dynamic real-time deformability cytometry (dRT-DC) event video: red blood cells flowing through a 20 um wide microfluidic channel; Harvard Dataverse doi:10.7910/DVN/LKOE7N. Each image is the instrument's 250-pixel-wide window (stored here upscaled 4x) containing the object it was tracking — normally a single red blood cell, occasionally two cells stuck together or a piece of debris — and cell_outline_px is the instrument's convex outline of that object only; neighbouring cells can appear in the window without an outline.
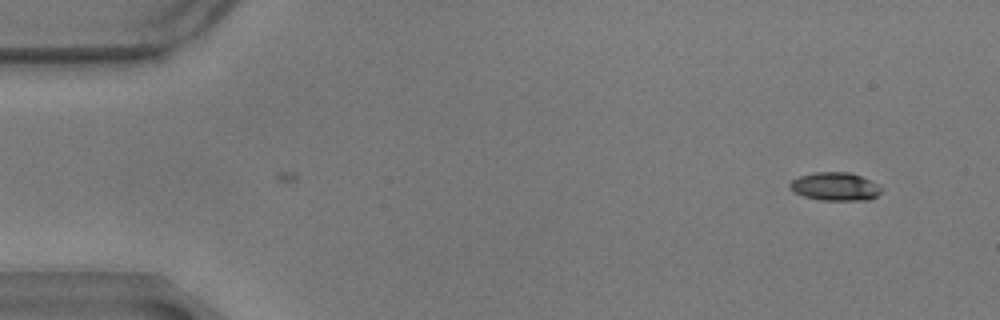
{"species": "common noctule bat (a hibernating species)", "species_latin": "Nyctalus noctula", "temperature_condition": "warm", "stored_images_in_passage": 2, "camera_frame_rate_fps": 3000, "um_per_image_px": 0.085, "animal": {"sex": "male", "body_mass_g": 17.9}, "frame": {"image": 1, "passage_image": 2, "time_ms": 0.333, "image_size_px": [1000, 320], "cell_outline_px": [[880, 192], [876, 196], [868, 200], [820, 200], [804, 196], [788, 188], [788, 184], [792, 180], [800, 176], [816, 172], [848, 172], [860, 176], [880, 184]], "centroid_in_image_um": [70.98, 15.85], "position_along_channel_um": 14.0, "area_um2": 14.97}}